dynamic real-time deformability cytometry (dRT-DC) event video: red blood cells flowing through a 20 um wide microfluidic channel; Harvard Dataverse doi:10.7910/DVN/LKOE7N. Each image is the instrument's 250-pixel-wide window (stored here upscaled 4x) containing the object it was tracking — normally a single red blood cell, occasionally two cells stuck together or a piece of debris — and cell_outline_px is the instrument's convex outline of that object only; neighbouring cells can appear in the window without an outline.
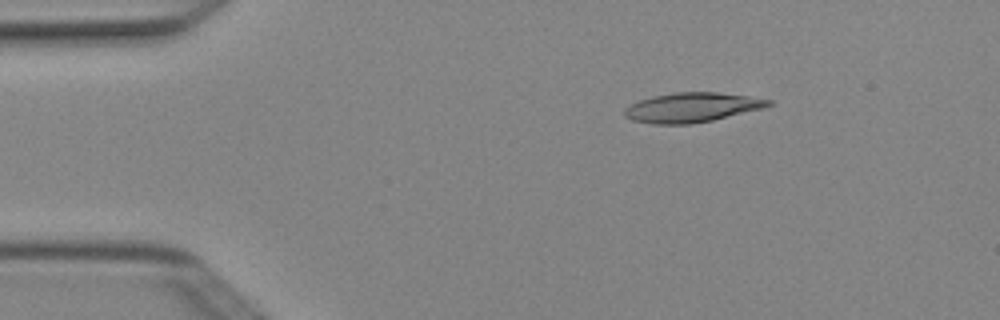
{"species": "Egyptian fruit bat (a non-hibernating species)", "species_latin": "Rousettus aegyptiacus", "temperature_condition": "cold", "stored_images_in_passage": 6, "camera_frame_rate_fps": 3000, "um_per_image_px": 0.085, "animal": {"sex": "female"}, "frame": {"image": 1, "passage_image": 2, "time_ms": 0.333, "image_size_px": [1000, 320], "cell_outline_px": [[772, 104], [764, 108], [712, 120], [688, 124], [652, 124], [632, 120], [624, 116], [624, 108], [640, 100], [652, 96], [676, 92], [716, 92], [748, 96], [772, 100]], "centroid_in_image_um": [58.8, 9.13], "position_along_channel_um": 26.2, "area_um2": 24.68}}
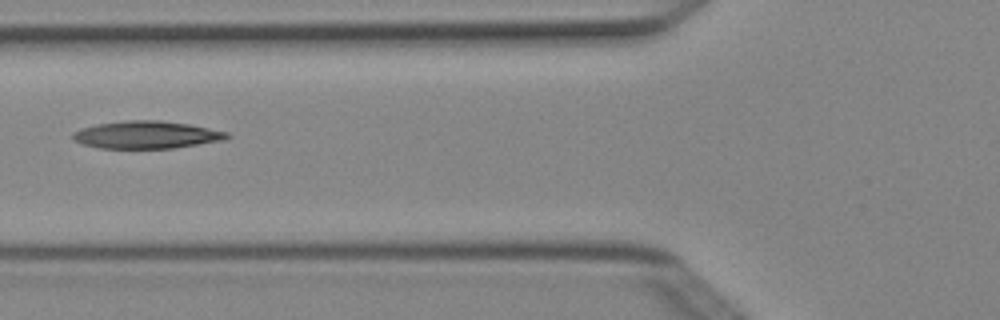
{"frame": {"image": 2, "passage_image": 5, "time_ms": 1.333, "image_size_px": [1000, 320], "cell_outline_px": [[232, 136], [224, 140], [172, 148], [100, 148], [84, 144], [72, 140], [72, 132], [80, 128], [96, 124], [128, 120], [160, 120], [188, 124], [228, 132]], "centroid_in_image_um": [12.43, 11.45], "position_along_channel_um": 113.4, "area_um2": 24.68}}
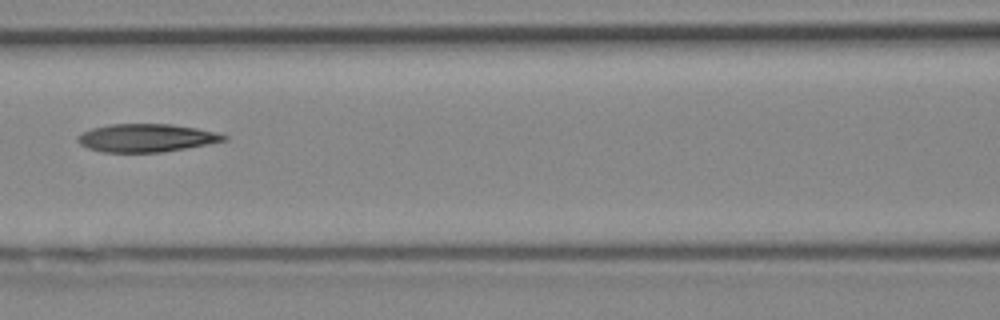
{"frame": {"image": 3, "passage_image": 6, "time_ms": 1.667, "image_size_px": [1000, 320], "cell_outline_px": [[228, 140], [208, 144], [164, 152], [100, 152], [88, 148], [80, 144], [76, 140], [84, 132], [92, 128], [112, 124], [172, 124], [196, 128], [216, 132], [228, 136]], "centroid_in_image_um": [12.47, 11.72], "position_along_channel_um": 154.1, "area_um2": 23.81}}